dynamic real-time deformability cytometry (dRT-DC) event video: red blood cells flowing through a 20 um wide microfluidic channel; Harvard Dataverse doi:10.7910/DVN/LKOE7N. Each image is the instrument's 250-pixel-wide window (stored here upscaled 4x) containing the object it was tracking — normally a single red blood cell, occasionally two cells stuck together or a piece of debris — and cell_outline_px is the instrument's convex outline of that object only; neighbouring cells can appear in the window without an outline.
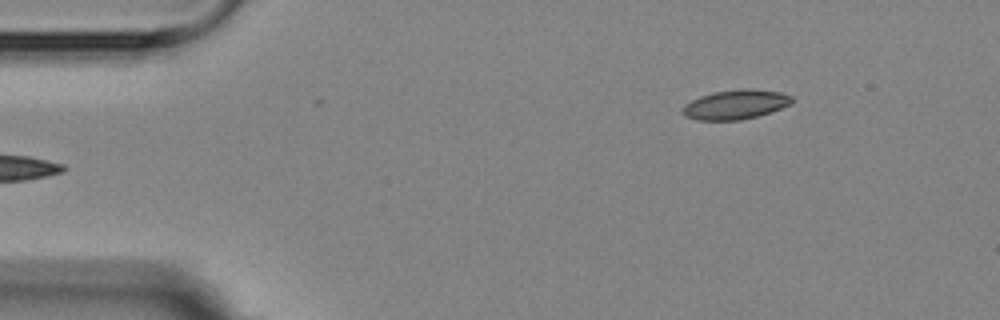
{"species": "Egyptian fruit bat (a non-hibernating species)", "species_latin": "Rousettus aegyptiacus", "temperature_condition": "room temperature", "stored_images_in_passage": 4, "camera_frame_rate_fps": 3000, "um_per_image_px": 0.085, "animal": {"sex": "female"}, "frame": {"image": 1, "passage_image": 4, "time_ms": 3.667, "image_size_px": [1000, 320], "cell_outline_px": [[792, 104], [756, 116], [740, 120], [696, 120], [684, 116], [684, 104], [700, 96], [712, 92], [740, 88], [752, 88], [780, 92], [792, 96]], "centroid_in_image_um": [62.52, 8.87], "position_along_channel_um": 22.5, "area_um2": 18.73}}